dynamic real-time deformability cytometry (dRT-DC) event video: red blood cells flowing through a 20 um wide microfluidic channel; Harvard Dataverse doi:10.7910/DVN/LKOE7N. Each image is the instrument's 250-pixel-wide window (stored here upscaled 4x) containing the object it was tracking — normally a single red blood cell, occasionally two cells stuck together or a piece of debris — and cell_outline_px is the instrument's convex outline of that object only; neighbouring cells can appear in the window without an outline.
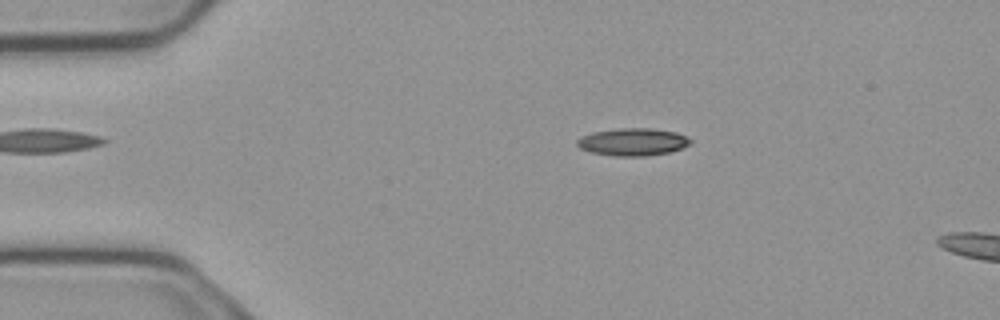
{"species": "common noctule bat (a hibernating species)", "species_latin": "Nyctalus noctula", "temperature_condition": "cold", "stored_images_in_passage": 2, "camera_frame_rate_fps": 3000, "um_per_image_px": 0.085, "animal": {"sex": "male", "body_mass_g": 23.1, "forearm_length_mm": 52.7}, "frame": {"image": 1, "passage_image": 2, "time_ms": 0.333, "image_size_px": [1000, 320], "cell_outline_px": [[692, 140], [688, 144], [680, 148], [668, 152], [648, 156], [612, 156], [592, 152], [580, 148], [576, 144], [576, 140], [592, 132], [620, 128], [648, 128], [676, 132]], "centroid_in_image_um": [53.75, 12.06], "position_along_channel_um": 31.2, "area_um2": 17.92}}